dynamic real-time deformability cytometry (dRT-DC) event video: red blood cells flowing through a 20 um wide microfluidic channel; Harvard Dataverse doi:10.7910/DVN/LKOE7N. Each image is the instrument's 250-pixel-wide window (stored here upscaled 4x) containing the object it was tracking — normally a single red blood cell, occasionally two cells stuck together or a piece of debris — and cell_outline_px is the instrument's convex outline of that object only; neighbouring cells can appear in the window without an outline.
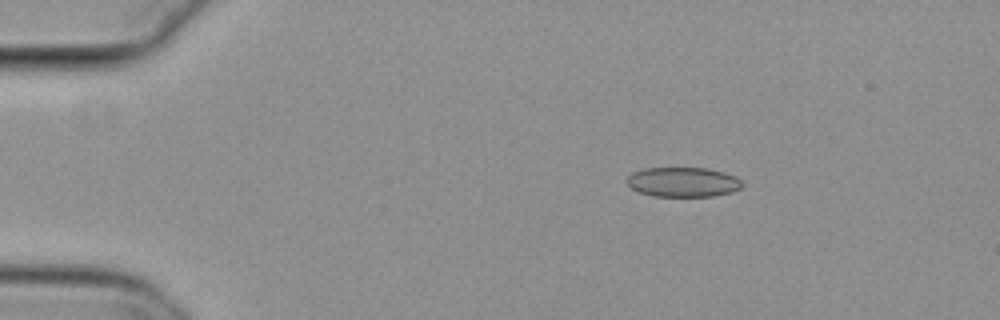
{"species": "common noctule bat (a hibernating species)", "species_latin": "Nyctalus noctula", "temperature_condition": "cold", "stored_images_in_passage": 46, "camera_frame_rate_fps": 3000, "um_per_image_px": 0.085, "animal": {"sex": "female", "body_mass_g": 29.2, "forearm_length_mm": 56.3}, "frame": {"image": 1, "passage_image": 1, "time_ms": 0.0, "image_size_px": [1000, 320], "cell_outline_px": [[744, 184], [740, 188], [732, 192], [712, 196], [656, 196], [640, 192], [632, 188], [628, 184], [628, 176], [632, 172], [644, 168], [708, 168], [724, 172], [736, 176]], "centroid_in_image_um": [58.09, 15.46], "position_along_channel_um": 26.9, "area_um2": 19.88}}
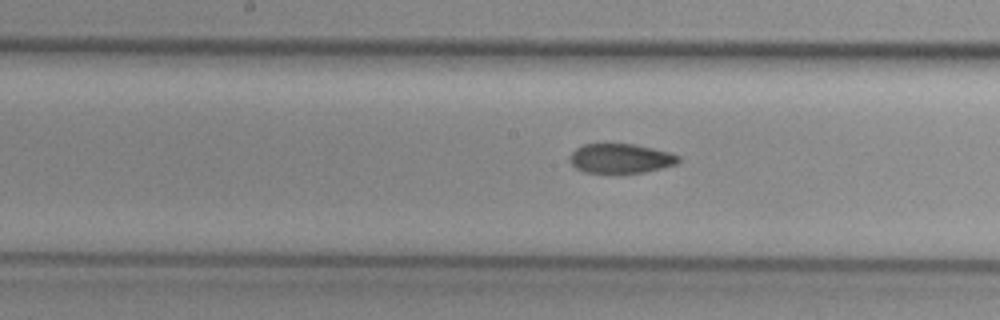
{"frame": {"image": 2, "passage_image": 20, "time_ms": 6.333, "image_size_px": [1000, 320], "cell_outline_px": [[680, 160], [676, 164], [644, 172], [584, 172], [576, 168], [568, 160], [568, 156], [576, 148], [584, 144], [636, 144], [668, 152], [680, 156]], "centroid_in_image_um": [52.72, 13.45], "position_along_channel_um": 195.5, "area_um2": 18.5}}
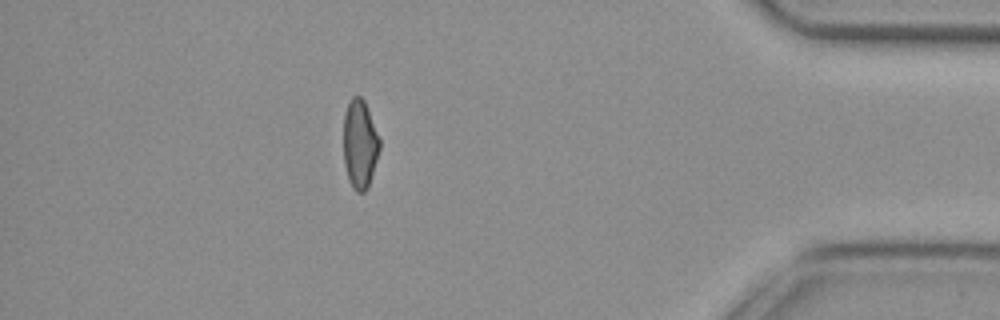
{"frame": {"image": 3, "passage_image": 40, "time_ms": 13.0, "image_size_px": [1000, 320], "cell_outline_px": [[380, 148], [368, 188], [364, 192], [356, 192], [352, 188], [344, 164], [344, 112], [352, 96], [360, 96], [364, 100], [380, 140]], "centroid_in_image_um": [30.58, 12.26], "position_along_channel_um": 404.6, "area_um2": 18.55}, "authors_computed_cell_mechanics": {"area_um2": 19.6231, "velocity_mm_per_s": 3.7976, "shape_relaxation_time_tau1_ms": null, "shape_relaxation_time_tau2_ms": 3.0234, "deformation_change_tau1": null, "deformation_change_tau2": 0.0878}}